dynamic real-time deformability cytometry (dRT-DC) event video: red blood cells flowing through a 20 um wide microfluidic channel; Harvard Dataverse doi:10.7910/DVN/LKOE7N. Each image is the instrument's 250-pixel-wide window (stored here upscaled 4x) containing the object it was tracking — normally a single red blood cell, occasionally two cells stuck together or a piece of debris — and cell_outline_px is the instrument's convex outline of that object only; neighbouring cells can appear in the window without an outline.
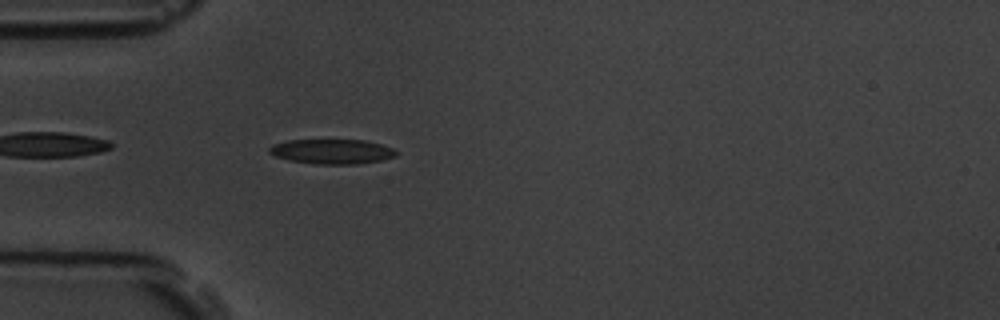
{"species": "common noctule bat (a hibernating species)", "species_latin": "Nyctalus noctula", "temperature_condition": "room temperature", "stored_images_in_passage": 5, "camera_frame_rate_fps": 3000, "um_per_image_px": 0.085, "animal": {"sex": "male", "body_mass_g": 19.5, "forearm_length_mm": 54.6}, "frame": {"image": 1, "passage_image": 5, "time_ms": 4.667, "image_size_px": [1000, 320], "cell_outline_px": [[400, 152], [396, 156], [380, 160], [356, 164], [316, 164], [288, 160], [276, 156], [268, 152], [268, 148], [272, 144], [288, 140], [364, 140], [380, 144], [392, 148]], "centroid_in_image_um": [28.2, 12.87], "position_along_channel_um": 56.8, "area_um2": 18.32}}